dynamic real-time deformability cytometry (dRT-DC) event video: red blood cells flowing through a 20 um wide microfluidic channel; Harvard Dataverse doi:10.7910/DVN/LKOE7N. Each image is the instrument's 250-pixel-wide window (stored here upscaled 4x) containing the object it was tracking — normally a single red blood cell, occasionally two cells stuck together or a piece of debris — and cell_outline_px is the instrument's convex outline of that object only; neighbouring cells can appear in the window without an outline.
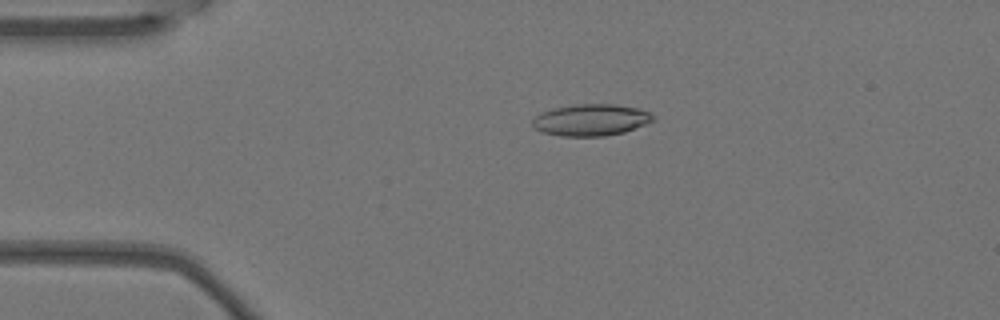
{"species": "Egyptian fruit bat (a non-hibernating species)", "species_latin": "Rousettus aegyptiacus", "temperature_condition": "warm", "stored_images_in_passage": 5, "camera_frame_rate_fps": 3000, "um_per_image_px": 0.085, "animal": {"sex": "female"}, "frame": {"image": 1, "passage_image": 3, "time_ms": 0.667, "image_size_px": [1000, 320], "cell_outline_px": [[656, 120], [624, 132], [604, 136], [560, 136], [540, 132], [532, 124], [532, 120], [540, 112], [552, 108], [576, 104], [612, 104], [640, 108], [656, 116]], "centroid_in_image_um": [50.23, 10.19], "position_along_channel_um": 34.8, "area_um2": 22.43}}
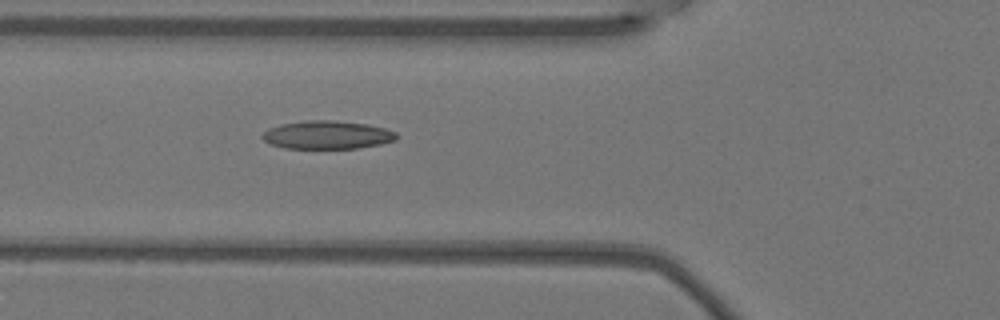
{"frame": {"image": 2, "passage_image": 5, "time_ms": 1.333, "image_size_px": [1000, 320], "cell_outline_px": [[396, 140], [380, 144], [356, 148], [284, 148], [272, 144], [264, 140], [260, 136], [268, 128], [280, 124], [308, 120], [332, 120], [368, 124], [384, 128], [396, 132]], "centroid_in_image_um": [27.79, 11.46], "position_along_channel_um": 98.0, "area_um2": 21.96}}